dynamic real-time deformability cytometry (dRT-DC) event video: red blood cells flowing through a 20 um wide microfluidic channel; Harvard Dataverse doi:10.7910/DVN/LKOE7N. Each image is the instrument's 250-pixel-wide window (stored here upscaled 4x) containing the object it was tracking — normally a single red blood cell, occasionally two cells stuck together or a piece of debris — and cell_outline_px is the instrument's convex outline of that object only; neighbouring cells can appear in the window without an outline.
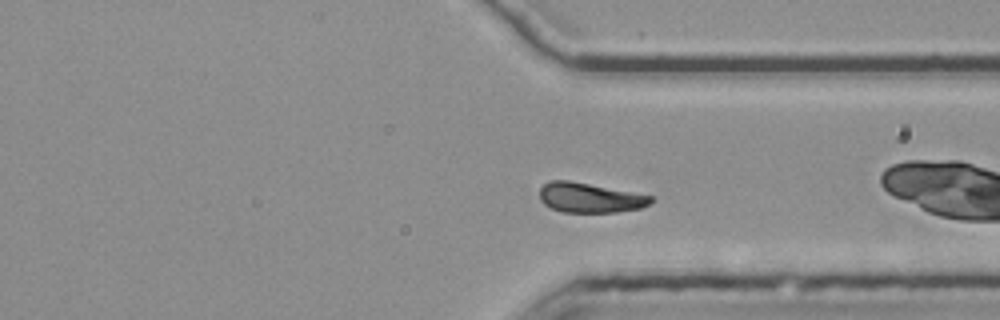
{"species": "common noctule bat (a hibernating species)", "species_latin": "Nyctalus noctula", "temperature_condition": "room temperature", "stored_images_in_passage": 33, "camera_frame_rate_fps": 3000, "um_per_image_px": 0.085, "animal": {"sex": "female", "body_mass_g": 25.1}, "frame": {"image": 1, "passage_image": 24, "time_ms": 7.667, "image_size_px": [1000, 320], "cell_outline_px": [[652, 200], [648, 204], [640, 208], [616, 212], [564, 212], [552, 208], [544, 204], [540, 200], [540, 188], [548, 180], [568, 180], [652, 196]], "centroid_in_image_um": [50.08, 16.8], "position_along_channel_um": 361.3, "area_um2": 19.02}}